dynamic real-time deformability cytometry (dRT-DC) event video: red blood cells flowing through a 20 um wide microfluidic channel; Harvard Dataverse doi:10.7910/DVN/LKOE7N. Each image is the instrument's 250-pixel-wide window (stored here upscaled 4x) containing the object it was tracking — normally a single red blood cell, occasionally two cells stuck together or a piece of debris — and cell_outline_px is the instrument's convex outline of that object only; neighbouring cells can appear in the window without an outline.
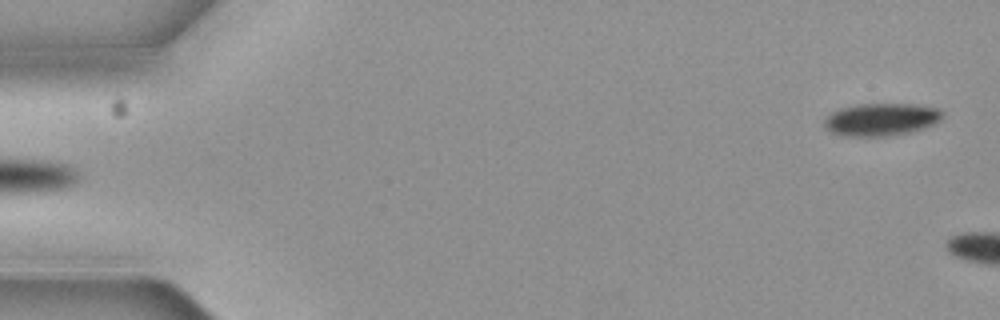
{"species": "common noctule bat (a hibernating species)", "species_latin": "Nyctalus noctula", "temperature_condition": "cold", "stored_images_in_passage": 4, "segment_of_instrument_passage": [2, 2], "camera_frame_rate_fps": 3000, "um_per_image_px": 0.085, "animal": {"sex": "female", "body_mass_g": 19.3, "forearm_length_mm": 54.1}, "frame": {"image": 1, "passage_image": 4, "time_ms": 1.0, "image_size_px": [1000, 320], "cell_outline_px": [[944, 116], [940, 120], [932, 124], [908, 132], [884, 136], [844, 136], [832, 132], [824, 128], [824, 120], [832, 112], [840, 108], [860, 104], [912, 104], [936, 108], [944, 112]], "centroid_in_image_um": [74.87, 10.15], "position_along_channel_um": 10.1, "area_um2": 22.14}}